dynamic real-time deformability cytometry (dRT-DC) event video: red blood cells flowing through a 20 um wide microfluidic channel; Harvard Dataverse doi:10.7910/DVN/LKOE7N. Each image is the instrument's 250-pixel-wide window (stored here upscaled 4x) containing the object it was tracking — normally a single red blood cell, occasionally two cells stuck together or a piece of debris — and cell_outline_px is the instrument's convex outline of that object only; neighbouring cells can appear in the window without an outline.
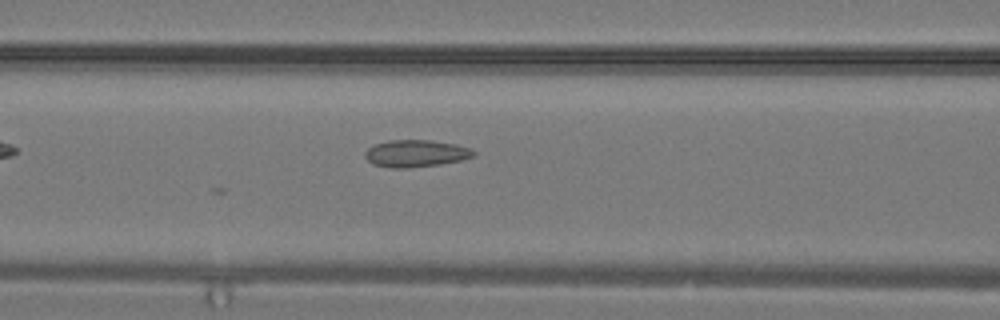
{"species": "common noctule bat (a hibernating species)", "species_latin": "Nyctalus noctula", "temperature_condition": "warm", "stored_images_in_passage": 32, "camera_frame_rate_fps": 3000, "um_per_image_px": 0.085, "animal": {"sex": "male", "body_mass_g": 19.2, "forearm_length_mm": 51.8}, "frame": {"image": 1, "passage_image": 14, "time_ms": 4.333, "image_size_px": [1000, 320], "cell_outline_px": [[476, 156], [460, 160], [440, 164], [408, 168], [392, 168], [372, 164], [364, 156], [364, 152], [368, 148], [376, 144], [388, 140], [432, 140], [456, 144], [468, 148], [476, 152]], "centroid_in_image_um": [35.33, 13.04], "position_along_channel_um": 131.3, "area_um2": 17.17}}
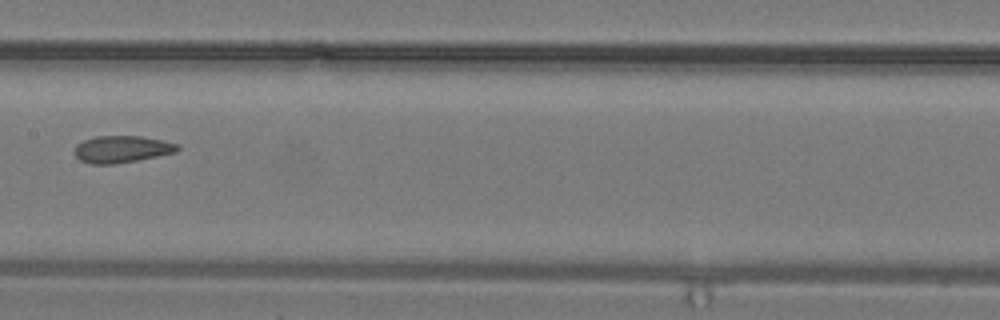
{"frame": {"image": 2, "passage_image": 17, "time_ms": 5.333, "image_size_px": [1000, 320], "cell_outline_px": [[180, 148], [176, 152], [116, 164], [92, 164], [80, 160], [76, 156], [76, 144], [84, 140], [96, 136], [140, 136], [180, 144]], "centroid_in_image_um": [10.36, 12.68], "position_along_channel_um": 197.0, "area_um2": 16.01}}